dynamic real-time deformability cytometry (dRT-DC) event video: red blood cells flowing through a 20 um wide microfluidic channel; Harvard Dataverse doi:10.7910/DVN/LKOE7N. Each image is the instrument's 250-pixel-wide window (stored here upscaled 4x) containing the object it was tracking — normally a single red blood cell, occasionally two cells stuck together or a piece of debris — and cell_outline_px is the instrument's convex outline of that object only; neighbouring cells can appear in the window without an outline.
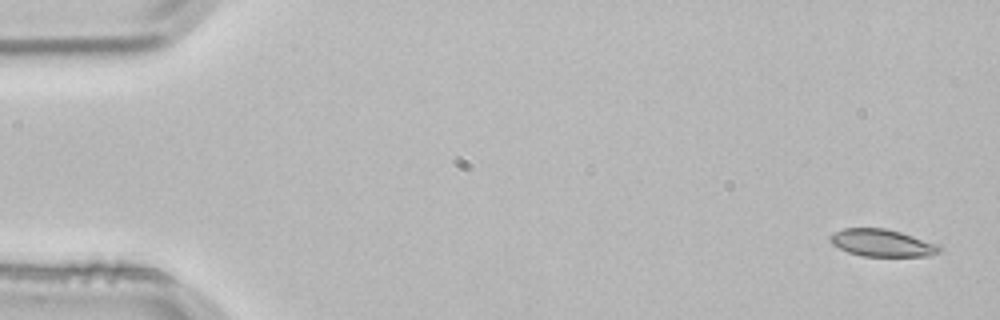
{"species": "common noctule bat (a hibernating species)", "species_latin": "Nyctalus noctula", "temperature_condition": "room temperature", "stored_images_in_passage": 3, "camera_frame_rate_fps": 3000, "um_per_image_px": 0.085, "animal": {"sex": "male", "body_mass_g": 21.5, "forearm_length_mm": 52.0}, "frame": {"image": 1, "passage_image": 1, "time_ms": 0.0, "image_size_px": [1000, 320], "cell_outline_px": [[940, 252], [932, 256], [860, 256], [848, 252], [832, 244], [828, 240], [828, 236], [844, 228], [884, 228], [900, 232], [940, 244]], "centroid_in_image_um": [74.99, 20.65], "position_along_channel_um": 10.0, "area_um2": 17.46}}
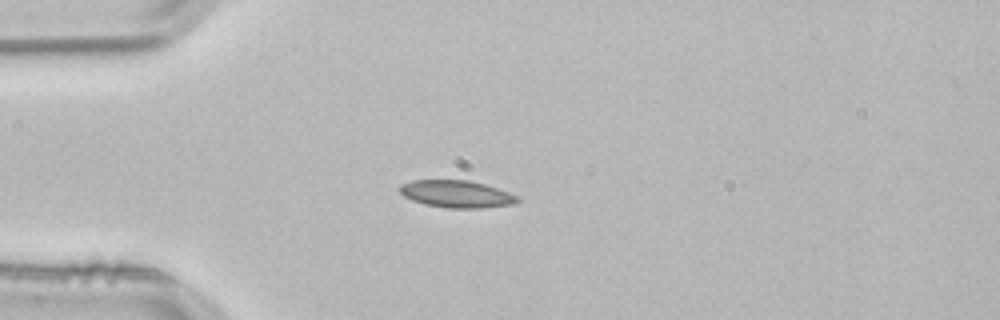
{"frame": {"image": 2, "passage_image": 3, "time_ms": 0.667, "image_size_px": [1000, 320], "cell_outline_px": [[520, 200], [516, 204], [484, 208], [448, 208], [424, 204], [412, 200], [404, 196], [400, 192], [400, 184], [412, 180], [468, 180], [484, 184], [508, 192], [516, 196]], "centroid_in_image_um": [38.8, 16.49], "position_along_channel_um": 46.2, "area_um2": 18.67}}